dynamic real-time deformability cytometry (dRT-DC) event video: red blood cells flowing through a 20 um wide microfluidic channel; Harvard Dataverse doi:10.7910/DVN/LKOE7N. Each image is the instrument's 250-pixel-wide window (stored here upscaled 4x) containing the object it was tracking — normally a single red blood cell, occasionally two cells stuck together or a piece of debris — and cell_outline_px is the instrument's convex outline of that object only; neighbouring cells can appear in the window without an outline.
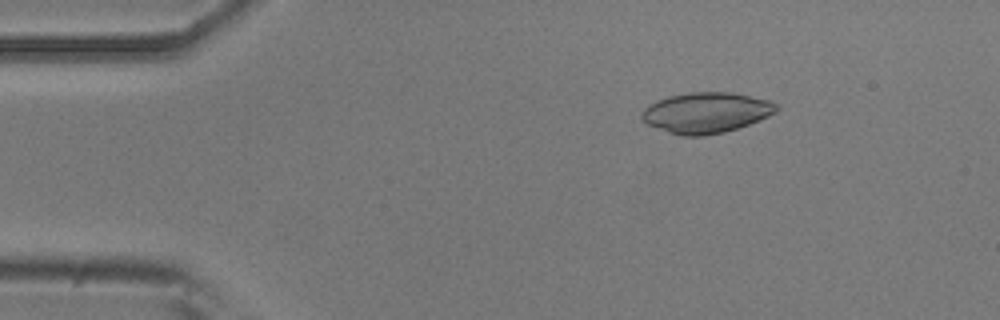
{"species": "common noctule bat (a hibernating species)", "species_latin": "Nyctalus noctula", "temperature_condition": "room temperature", "stored_images_in_passage": 51, "camera_frame_rate_fps": 3000, "um_per_image_px": 0.085, "animal": {"sex": "male", "body_mass_g": 20.5, "forearm_length_mm": 52.5}, "frame": {"image": 1, "passage_image": 8, "time_ms": 2.333, "image_size_px": [1000, 320], "cell_outline_px": [[780, 108], [776, 112], [760, 120], [724, 132], [704, 136], [680, 136], [668, 132], [648, 124], [640, 120], [640, 112], [648, 104], [656, 100], [668, 96], [688, 92], [732, 92], [768, 100], [780, 104]], "centroid_in_image_um": [60.0, 9.57], "position_along_channel_um": 25.0, "area_um2": 32.19}}
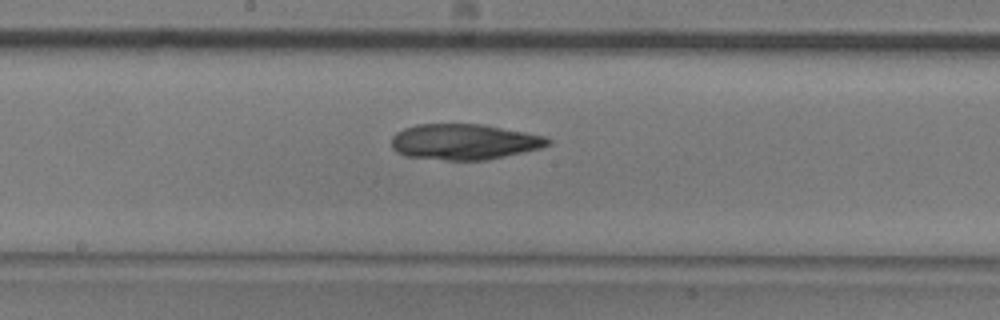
{"frame": {"image": 2, "passage_image": 27, "time_ms": 8.667, "image_size_px": [1000, 320], "cell_outline_px": [[552, 144], [540, 148], [524, 152], [488, 160], [448, 160], [404, 156], [396, 152], [392, 148], [392, 136], [396, 132], [404, 128], [416, 124], [480, 124], [524, 132], [544, 136], [552, 140]], "centroid_in_image_um": [39.44, 12.06], "position_along_channel_um": 208.8, "area_um2": 32.6}}
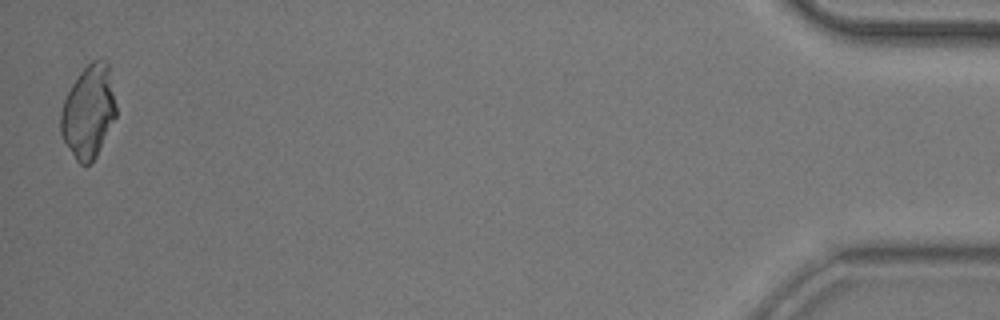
{"frame": {"image": 3, "passage_image": 51, "time_ms": 16.667, "image_size_px": [1000, 320], "cell_outline_px": [[116, 116], [92, 164], [80, 164], [76, 160], [64, 140], [60, 132], [60, 112], [64, 100], [72, 84], [80, 72], [92, 60], [100, 56], [108, 64], [116, 104]], "centroid_in_image_um": [7.52, 9.47], "position_along_channel_um": 427.7, "area_um2": 29.82}}